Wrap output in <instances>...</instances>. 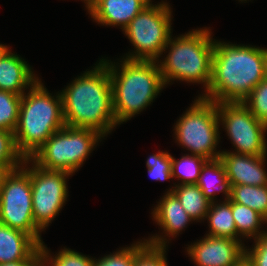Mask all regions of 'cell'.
I'll return each instance as SVG.
<instances>
[{
	"mask_svg": "<svg viewBox=\"0 0 267 266\" xmlns=\"http://www.w3.org/2000/svg\"><path fill=\"white\" fill-rule=\"evenodd\" d=\"M86 1V6L88 8V10L90 11L95 5L96 3L99 1V0H84Z\"/></svg>",
	"mask_w": 267,
	"mask_h": 266,
	"instance_id": "e575fe53",
	"label": "cell"
},
{
	"mask_svg": "<svg viewBox=\"0 0 267 266\" xmlns=\"http://www.w3.org/2000/svg\"><path fill=\"white\" fill-rule=\"evenodd\" d=\"M21 166H7L5 164H0V190L5 183L7 177L11 174L13 170L20 168Z\"/></svg>",
	"mask_w": 267,
	"mask_h": 266,
	"instance_id": "1f68e13d",
	"label": "cell"
},
{
	"mask_svg": "<svg viewBox=\"0 0 267 266\" xmlns=\"http://www.w3.org/2000/svg\"><path fill=\"white\" fill-rule=\"evenodd\" d=\"M40 252H41L42 258L34 266H46L44 264H46L48 260L51 261V259H48L49 258L48 250L43 244L40 245Z\"/></svg>",
	"mask_w": 267,
	"mask_h": 266,
	"instance_id": "836d02e7",
	"label": "cell"
},
{
	"mask_svg": "<svg viewBox=\"0 0 267 266\" xmlns=\"http://www.w3.org/2000/svg\"><path fill=\"white\" fill-rule=\"evenodd\" d=\"M231 211L238 234L258 239L267 232H259L261 223L267 220L255 210L231 201ZM258 232V233H257Z\"/></svg>",
	"mask_w": 267,
	"mask_h": 266,
	"instance_id": "603a6c76",
	"label": "cell"
},
{
	"mask_svg": "<svg viewBox=\"0 0 267 266\" xmlns=\"http://www.w3.org/2000/svg\"><path fill=\"white\" fill-rule=\"evenodd\" d=\"M60 95L67 126L90 129L105 136L117 125L110 73L103 59L94 70L76 78Z\"/></svg>",
	"mask_w": 267,
	"mask_h": 266,
	"instance_id": "7a4b0ae2",
	"label": "cell"
},
{
	"mask_svg": "<svg viewBox=\"0 0 267 266\" xmlns=\"http://www.w3.org/2000/svg\"><path fill=\"white\" fill-rule=\"evenodd\" d=\"M177 188L171 189L179 200L182 207L193 220L206 218L211 201L208 200L197 184L176 185Z\"/></svg>",
	"mask_w": 267,
	"mask_h": 266,
	"instance_id": "d6986e66",
	"label": "cell"
},
{
	"mask_svg": "<svg viewBox=\"0 0 267 266\" xmlns=\"http://www.w3.org/2000/svg\"><path fill=\"white\" fill-rule=\"evenodd\" d=\"M103 137L98 132L65 125L32 155L33 161L46 170L75 172ZM99 139V140H98Z\"/></svg>",
	"mask_w": 267,
	"mask_h": 266,
	"instance_id": "8992f818",
	"label": "cell"
},
{
	"mask_svg": "<svg viewBox=\"0 0 267 266\" xmlns=\"http://www.w3.org/2000/svg\"><path fill=\"white\" fill-rule=\"evenodd\" d=\"M171 10L168 4L144 7L124 29L125 35L135 46V55L126 59L154 60L165 51L171 37Z\"/></svg>",
	"mask_w": 267,
	"mask_h": 266,
	"instance_id": "ba28073f",
	"label": "cell"
},
{
	"mask_svg": "<svg viewBox=\"0 0 267 266\" xmlns=\"http://www.w3.org/2000/svg\"><path fill=\"white\" fill-rule=\"evenodd\" d=\"M230 200L255 210L267 220V185H232Z\"/></svg>",
	"mask_w": 267,
	"mask_h": 266,
	"instance_id": "44dd1931",
	"label": "cell"
},
{
	"mask_svg": "<svg viewBox=\"0 0 267 266\" xmlns=\"http://www.w3.org/2000/svg\"><path fill=\"white\" fill-rule=\"evenodd\" d=\"M7 49H8V47H6V46L0 44V57H1V55H2Z\"/></svg>",
	"mask_w": 267,
	"mask_h": 266,
	"instance_id": "8d00e7d4",
	"label": "cell"
},
{
	"mask_svg": "<svg viewBox=\"0 0 267 266\" xmlns=\"http://www.w3.org/2000/svg\"><path fill=\"white\" fill-rule=\"evenodd\" d=\"M207 172H212L213 175H215L216 179L214 183H218L219 192H224L226 195L225 201L230 199L231 196V184L230 181L227 179L226 172H225V167L220 159H215V160H209L206 161L205 164L201 168L199 180H198V187L201 189L205 197L213 202L214 197H215V192H214V183L210 180L205 179ZM215 183V184H216ZM220 184V185H219ZM218 189V188H217ZM214 196V197H213Z\"/></svg>",
	"mask_w": 267,
	"mask_h": 266,
	"instance_id": "ffe728a7",
	"label": "cell"
},
{
	"mask_svg": "<svg viewBox=\"0 0 267 266\" xmlns=\"http://www.w3.org/2000/svg\"><path fill=\"white\" fill-rule=\"evenodd\" d=\"M30 174L35 224L42 230L62 209L67 199L66 171L46 170L34 163Z\"/></svg>",
	"mask_w": 267,
	"mask_h": 266,
	"instance_id": "8fae6325",
	"label": "cell"
},
{
	"mask_svg": "<svg viewBox=\"0 0 267 266\" xmlns=\"http://www.w3.org/2000/svg\"><path fill=\"white\" fill-rule=\"evenodd\" d=\"M41 258L40 245L29 234L0 223V264Z\"/></svg>",
	"mask_w": 267,
	"mask_h": 266,
	"instance_id": "5bb4252c",
	"label": "cell"
},
{
	"mask_svg": "<svg viewBox=\"0 0 267 266\" xmlns=\"http://www.w3.org/2000/svg\"><path fill=\"white\" fill-rule=\"evenodd\" d=\"M27 62L7 49L0 57V90L23 95L27 86L33 85L34 77ZM30 84V85H29Z\"/></svg>",
	"mask_w": 267,
	"mask_h": 266,
	"instance_id": "9a60e30c",
	"label": "cell"
},
{
	"mask_svg": "<svg viewBox=\"0 0 267 266\" xmlns=\"http://www.w3.org/2000/svg\"><path fill=\"white\" fill-rule=\"evenodd\" d=\"M140 1H142L146 6H152L153 4H151L150 2V0H140Z\"/></svg>",
	"mask_w": 267,
	"mask_h": 266,
	"instance_id": "74e56055",
	"label": "cell"
},
{
	"mask_svg": "<svg viewBox=\"0 0 267 266\" xmlns=\"http://www.w3.org/2000/svg\"><path fill=\"white\" fill-rule=\"evenodd\" d=\"M29 160L18 151L14 132L0 128V164L19 166L18 164H26Z\"/></svg>",
	"mask_w": 267,
	"mask_h": 266,
	"instance_id": "4316f807",
	"label": "cell"
},
{
	"mask_svg": "<svg viewBox=\"0 0 267 266\" xmlns=\"http://www.w3.org/2000/svg\"><path fill=\"white\" fill-rule=\"evenodd\" d=\"M252 251L245 250V257L253 266H267V233L255 240Z\"/></svg>",
	"mask_w": 267,
	"mask_h": 266,
	"instance_id": "4dcf8cb0",
	"label": "cell"
},
{
	"mask_svg": "<svg viewBox=\"0 0 267 266\" xmlns=\"http://www.w3.org/2000/svg\"><path fill=\"white\" fill-rule=\"evenodd\" d=\"M243 103L257 120L267 125V76L253 88Z\"/></svg>",
	"mask_w": 267,
	"mask_h": 266,
	"instance_id": "484cf974",
	"label": "cell"
},
{
	"mask_svg": "<svg viewBox=\"0 0 267 266\" xmlns=\"http://www.w3.org/2000/svg\"><path fill=\"white\" fill-rule=\"evenodd\" d=\"M235 266H253L246 257H244L238 264Z\"/></svg>",
	"mask_w": 267,
	"mask_h": 266,
	"instance_id": "d590c367",
	"label": "cell"
},
{
	"mask_svg": "<svg viewBox=\"0 0 267 266\" xmlns=\"http://www.w3.org/2000/svg\"><path fill=\"white\" fill-rule=\"evenodd\" d=\"M217 112L237 154L266 156L267 125L257 120L243 102L217 103Z\"/></svg>",
	"mask_w": 267,
	"mask_h": 266,
	"instance_id": "30bf717a",
	"label": "cell"
},
{
	"mask_svg": "<svg viewBox=\"0 0 267 266\" xmlns=\"http://www.w3.org/2000/svg\"><path fill=\"white\" fill-rule=\"evenodd\" d=\"M22 95L0 90V128L14 132L18 118Z\"/></svg>",
	"mask_w": 267,
	"mask_h": 266,
	"instance_id": "d4e9b609",
	"label": "cell"
},
{
	"mask_svg": "<svg viewBox=\"0 0 267 266\" xmlns=\"http://www.w3.org/2000/svg\"><path fill=\"white\" fill-rule=\"evenodd\" d=\"M243 247L240 240L206 235L187 251L198 266H235L245 257Z\"/></svg>",
	"mask_w": 267,
	"mask_h": 266,
	"instance_id": "7c38bea8",
	"label": "cell"
},
{
	"mask_svg": "<svg viewBox=\"0 0 267 266\" xmlns=\"http://www.w3.org/2000/svg\"><path fill=\"white\" fill-rule=\"evenodd\" d=\"M40 82L30 86L29 95H22L14 130L17 149L25 159L31 158L53 133L66 125L61 95L53 98Z\"/></svg>",
	"mask_w": 267,
	"mask_h": 266,
	"instance_id": "277c9868",
	"label": "cell"
},
{
	"mask_svg": "<svg viewBox=\"0 0 267 266\" xmlns=\"http://www.w3.org/2000/svg\"><path fill=\"white\" fill-rule=\"evenodd\" d=\"M153 217L167 235L175 236L193 220L180 204L177 197L168 192L158 206L154 208Z\"/></svg>",
	"mask_w": 267,
	"mask_h": 266,
	"instance_id": "e0dca14e",
	"label": "cell"
},
{
	"mask_svg": "<svg viewBox=\"0 0 267 266\" xmlns=\"http://www.w3.org/2000/svg\"><path fill=\"white\" fill-rule=\"evenodd\" d=\"M171 161L172 177L181 178L182 184H197L201 168L207 160L192 154L182 157L179 161L171 156Z\"/></svg>",
	"mask_w": 267,
	"mask_h": 266,
	"instance_id": "cb8c5ba5",
	"label": "cell"
},
{
	"mask_svg": "<svg viewBox=\"0 0 267 266\" xmlns=\"http://www.w3.org/2000/svg\"><path fill=\"white\" fill-rule=\"evenodd\" d=\"M207 29L195 30L177 40L169 38L170 52L159 65L164 84L170 80L204 83L208 89L212 77L215 42ZM213 41V42H212Z\"/></svg>",
	"mask_w": 267,
	"mask_h": 266,
	"instance_id": "5b68a950",
	"label": "cell"
},
{
	"mask_svg": "<svg viewBox=\"0 0 267 266\" xmlns=\"http://www.w3.org/2000/svg\"><path fill=\"white\" fill-rule=\"evenodd\" d=\"M54 258H52V266H93L94 261L67 248L60 251Z\"/></svg>",
	"mask_w": 267,
	"mask_h": 266,
	"instance_id": "f546056e",
	"label": "cell"
},
{
	"mask_svg": "<svg viewBox=\"0 0 267 266\" xmlns=\"http://www.w3.org/2000/svg\"><path fill=\"white\" fill-rule=\"evenodd\" d=\"M135 262V245L123 248L117 253L93 261V266H133Z\"/></svg>",
	"mask_w": 267,
	"mask_h": 266,
	"instance_id": "f1b7e54d",
	"label": "cell"
},
{
	"mask_svg": "<svg viewBox=\"0 0 267 266\" xmlns=\"http://www.w3.org/2000/svg\"><path fill=\"white\" fill-rule=\"evenodd\" d=\"M267 76V49L216 42L212 77L205 99L243 102Z\"/></svg>",
	"mask_w": 267,
	"mask_h": 266,
	"instance_id": "6da1fadb",
	"label": "cell"
},
{
	"mask_svg": "<svg viewBox=\"0 0 267 266\" xmlns=\"http://www.w3.org/2000/svg\"><path fill=\"white\" fill-rule=\"evenodd\" d=\"M23 167L13 170L0 190V223L29 234L42 245L41 229L33 218L30 174Z\"/></svg>",
	"mask_w": 267,
	"mask_h": 266,
	"instance_id": "9c48e42d",
	"label": "cell"
},
{
	"mask_svg": "<svg viewBox=\"0 0 267 266\" xmlns=\"http://www.w3.org/2000/svg\"><path fill=\"white\" fill-rule=\"evenodd\" d=\"M219 122L217 103L200 96L178 120L176 139L195 156L207 161L219 159L222 152H214L219 140Z\"/></svg>",
	"mask_w": 267,
	"mask_h": 266,
	"instance_id": "52a82bcc",
	"label": "cell"
},
{
	"mask_svg": "<svg viewBox=\"0 0 267 266\" xmlns=\"http://www.w3.org/2000/svg\"><path fill=\"white\" fill-rule=\"evenodd\" d=\"M39 260H21L16 262L1 263L0 266H34Z\"/></svg>",
	"mask_w": 267,
	"mask_h": 266,
	"instance_id": "d6a6232c",
	"label": "cell"
},
{
	"mask_svg": "<svg viewBox=\"0 0 267 266\" xmlns=\"http://www.w3.org/2000/svg\"><path fill=\"white\" fill-rule=\"evenodd\" d=\"M224 167L227 179L232 185H267V173L263 169L265 156H251L222 152L219 158Z\"/></svg>",
	"mask_w": 267,
	"mask_h": 266,
	"instance_id": "4fadbf2b",
	"label": "cell"
},
{
	"mask_svg": "<svg viewBox=\"0 0 267 266\" xmlns=\"http://www.w3.org/2000/svg\"><path fill=\"white\" fill-rule=\"evenodd\" d=\"M148 173L153 180H167L172 177L171 155L167 152H158L150 156L146 162Z\"/></svg>",
	"mask_w": 267,
	"mask_h": 266,
	"instance_id": "83f0119b",
	"label": "cell"
},
{
	"mask_svg": "<svg viewBox=\"0 0 267 266\" xmlns=\"http://www.w3.org/2000/svg\"><path fill=\"white\" fill-rule=\"evenodd\" d=\"M107 64L113 98V112L117 124L126 122L147 107L165 86L159 65L154 60L124 59L118 73L113 64Z\"/></svg>",
	"mask_w": 267,
	"mask_h": 266,
	"instance_id": "3957f363",
	"label": "cell"
},
{
	"mask_svg": "<svg viewBox=\"0 0 267 266\" xmlns=\"http://www.w3.org/2000/svg\"><path fill=\"white\" fill-rule=\"evenodd\" d=\"M135 245V262L133 266H167L164 238L152 237L149 241Z\"/></svg>",
	"mask_w": 267,
	"mask_h": 266,
	"instance_id": "7402d4cb",
	"label": "cell"
},
{
	"mask_svg": "<svg viewBox=\"0 0 267 266\" xmlns=\"http://www.w3.org/2000/svg\"><path fill=\"white\" fill-rule=\"evenodd\" d=\"M144 7L140 0H99L89 12L98 23L121 25L124 30Z\"/></svg>",
	"mask_w": 267,
	"mask_h": 266,
	"instance_id": "2e32d148",
	"label": "cell"
},
{
	"mask_svg": "<svg viewBox=\"0 0 267 266\" xmlns=\"http://www.w3.org/2000/svg\"><path fill=\"white\" fill-rule=\"evenodd\" d=\"M206 217L210 223L211 231L208 234L209 236L239 240L237 239L238 233L231 211L230 199L224 201L222 204H215V206L214 201L211 202Z\"/></svg>",
	"mask_w": 267,
	"mask_h": 266,
	"instance_id": "ac0fdd59",
	"label": "cell"
}]
</instances>
